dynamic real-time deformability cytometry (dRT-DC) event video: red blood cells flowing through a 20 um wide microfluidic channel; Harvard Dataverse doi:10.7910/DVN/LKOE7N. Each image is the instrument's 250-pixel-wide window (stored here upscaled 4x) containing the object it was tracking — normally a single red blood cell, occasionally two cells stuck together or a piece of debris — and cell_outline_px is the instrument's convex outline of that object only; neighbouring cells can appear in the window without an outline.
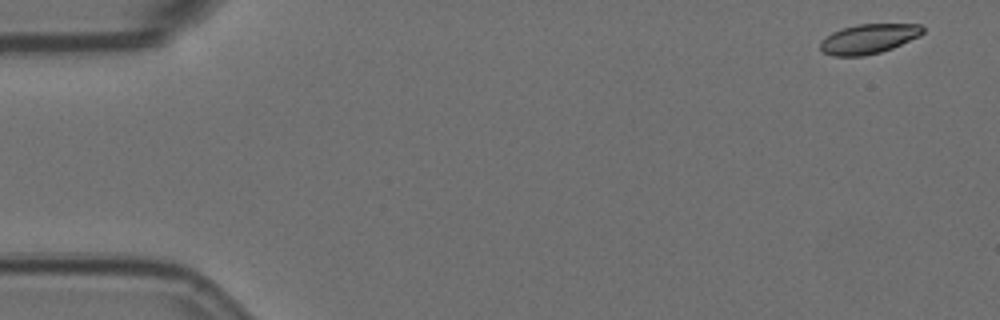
{"species": "Egyptian fruit bat (a non-hibernating species)", "species_latin": "Rousettus aegyptiacus", "temperature_condition": "room temperature", "stored_images_in_passage": 8, "camera_frame_rate_fps": 3000, "um_per_image_px": 0.085, "animal": {"sex": "female"}, "frame": {"image": 1, "passage_image": 1, "time_ms": 0.0, "image_size_px": [1000, 320], "cell_outline_px": [[924, 32], [920, 36], [892, 48], [880, 52], [860, 56], [832, 56], [824, 52], [820, 48], [820, 44], [832, 32], [840, 28], [856, 24], [920, 24], [924, 28]], "centroid_in_image_um": [73.85, 3.29], "position_along_channel_um": 11.1, "area_um2": 17.63}}